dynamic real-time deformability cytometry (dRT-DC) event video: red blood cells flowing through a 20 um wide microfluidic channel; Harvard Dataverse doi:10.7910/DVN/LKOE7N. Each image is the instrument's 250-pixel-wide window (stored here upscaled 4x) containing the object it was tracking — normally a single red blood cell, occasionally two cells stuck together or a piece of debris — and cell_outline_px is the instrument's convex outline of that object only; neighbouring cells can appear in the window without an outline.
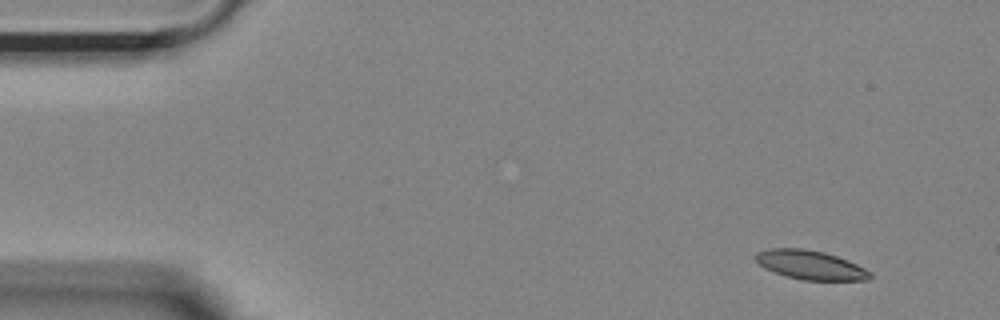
{"species": "Egyptian fruit bat (a non-hibernating species)", "species_latin": "Rousettus aegyptiacus", "temperature_condition": "room temperature", "stored_images_in_passage": 51, "camera_frame_rate_fps": 3000, "um_per_image_px": 0.085, "animal": {"sex": "female"}, "frame": {"image": 1, "passage_image": 1, "time_ms": 0.0, "image_size_px": [1000, 320], "cell_outline_px": [[872, 276], [868, 280], [800, 280], [764, 268], [756, 260], [756, 252], [768, 248], [804, 248], [824, 252], [848, 260], [872, 272]], "centroid_in_image_um": [68.9, 22.51], "position_along_channel_um": 16.1, "area_um2": 19.31}}
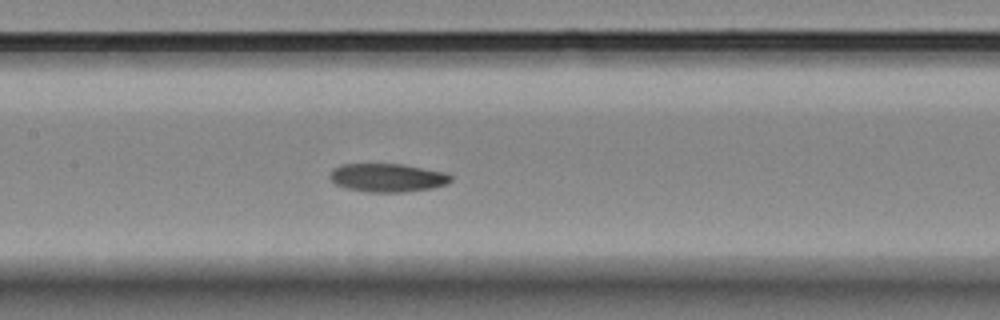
{"frame": {"image": 2, "passage_image": 22, "time_ms": 7.0, "image_size_px": [1000, 320], "cell_outline_px": [[452, 180], [448, 184], [432, 188], [404, 192], [368, 192], [348, 188], [336, 184], [328, 176], [332, 168], [340, 164], [404, 164], [448, 172], [452, 176]], "centroid_in_image_um": [32.97, 15.09], "position_along_channel_um": 174.4, "area_um2": 20.29}}
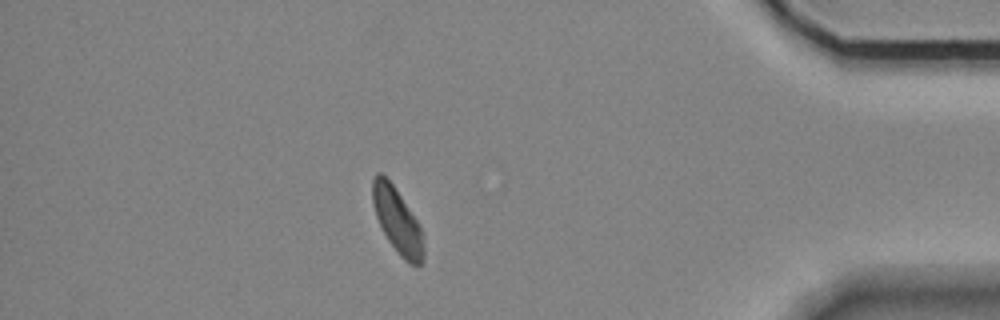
{"frame": {"image": 3, "passage_image": 44, "time_ms": 14.333, "image_size_px": [1000, 320], "cell_outline_px": [[424, 256], [420, 264], [416, 268], [404, 260], [400, 256], [388, 240], [376, 216], [372, 204], [372, 180], [376, 172], [380, 172], [392, 184], [420, 224], [424, 248]], "centroid_in_image_um": [33.78, 18.78], "position_along_channel_um": 401.4, "area_um2": 19.31}}